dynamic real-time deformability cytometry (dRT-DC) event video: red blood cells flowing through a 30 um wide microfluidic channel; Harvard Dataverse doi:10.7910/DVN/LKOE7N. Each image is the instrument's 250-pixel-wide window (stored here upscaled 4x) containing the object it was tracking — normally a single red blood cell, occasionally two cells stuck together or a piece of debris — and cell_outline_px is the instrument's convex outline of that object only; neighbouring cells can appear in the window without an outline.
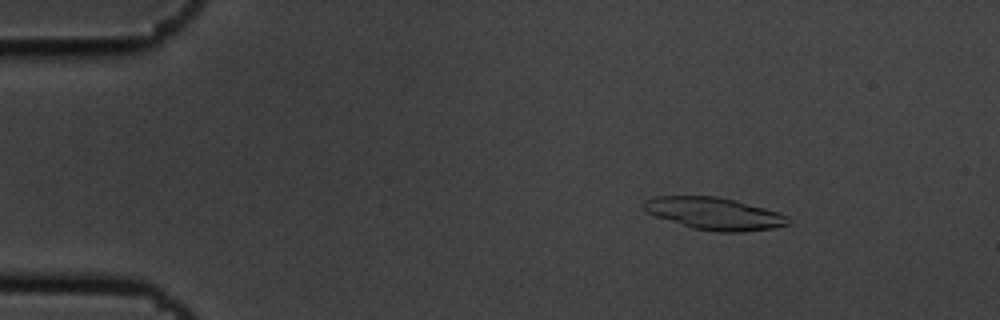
{"species": "common noctule bat (a hibernating species)", "species_latin": "Nyctalus noctula", "temperature_condition": "cold", "stored_images_in_passage": 10, "segment_of_instrument_passage": [1, 2], "camera_frame_rate_fps": 3000, "um_per_image_px": 0.085, "animal": {"sex": "male", "body_mass_g": 19.5, "forearm_length_mm": 54.6}, "frame": {"image": 1, "passage_image": 2, "time_ms": 0.333, "image_size_px": [1000, 320], "cell_outline_px": [[788, 224], [772, 228], [740, 232], [716, 232], [692, 228], [656, 216], [640, 208], [640, 204], [656, 196], [716, 196], [736, 200], [764, 208], [788, 216]], "centroid_in_image_um": [60.67, 18.15], "position_along_channel_um": 24.3, "area_um2": 26.93}}